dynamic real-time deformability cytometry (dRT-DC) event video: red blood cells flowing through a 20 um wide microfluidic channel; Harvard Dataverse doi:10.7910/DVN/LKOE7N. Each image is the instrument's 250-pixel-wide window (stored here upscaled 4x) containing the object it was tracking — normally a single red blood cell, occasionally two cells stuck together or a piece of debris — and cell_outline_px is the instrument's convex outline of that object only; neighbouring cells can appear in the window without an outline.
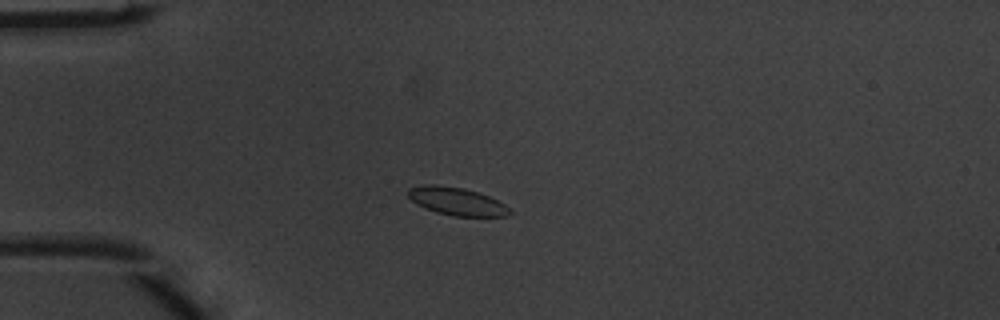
{"species": "common noctule bat (a hibernating species)", "species_latin": "Nyctalus noctula", "temperature_condition": "warm", "stored_images_in_passage": 4, "camera_frame_rate_fps": 3000, "um_per_image_px": 0.085, "animal": {"sex": "male", "body_mass_g": 20.1, "forearm_length_mm": 53.5}, "frame": {"image": 1, "passage_image": 3, "time_ms": 0.667, "image_size_px": [1000, 320], "cell_outline_px": [[512, 212], [508, 216], [452, 216], [436, 212], [416, 204], [408, 196], [408, 188], [424, 184], [432, 184], [464, 188], [488, 196], [504, 204]], "centroid_in_image_um": [38.8, 17.11], "position_along_channel_um": 46.2, "area_um2": 16.36}}
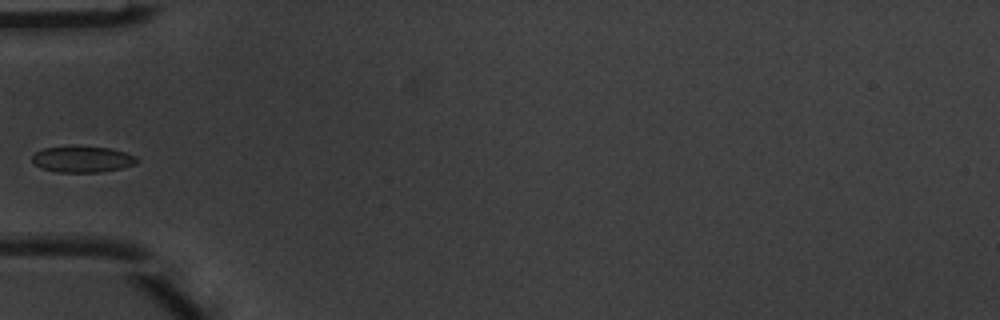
{"frame": {"image": 2, "passage_image": 4, "time_ms": 1.0, "image_size_px": [1000, 320], "cell_outline_px": [[136, 164], [120, 168], [100, 172], [56, 172], [40, 168], [32, 160], [32, 156], [36, 152], [44, 148], [108, 148], [124, 152], [136, 156]], "centroid_in_image_um": [6.99, 13.57], "position_along_channel_um": 78.0, "area_um2": 15.32}}